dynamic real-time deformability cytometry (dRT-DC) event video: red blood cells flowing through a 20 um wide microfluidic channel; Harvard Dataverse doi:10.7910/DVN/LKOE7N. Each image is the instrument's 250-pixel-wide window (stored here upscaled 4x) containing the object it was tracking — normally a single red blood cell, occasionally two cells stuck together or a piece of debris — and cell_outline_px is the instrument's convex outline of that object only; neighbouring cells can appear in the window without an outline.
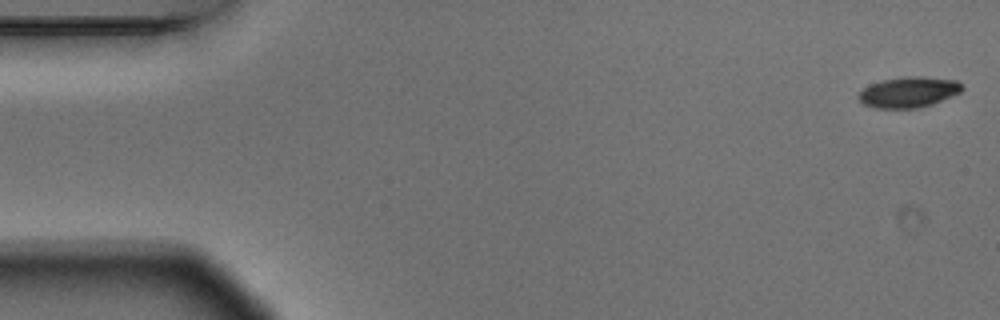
{"species": "Egyptian fruit bat (a non-hibernating species)", "species_latin": "Rousettus aegyptiacus", "temperature_condition": "warm", "stored_images_in_passage": 5, "camera_frame_rate_fps": 3000, "um_per_image_px": 0.085, "animal": {"sex": "male"}, "frame": {"image": 1, "passage_image": 1, "time_ms": 0.0, "image_size_px": [1000, 320], "cell_outline_px": [[964, 88], [960, 92], [932, 104], [916, 108], [876, 108], [864, 104], [856, 96], [864, 88], [872, 84], [884, 80], [904, 76], [920, 76], [956, 80]], "centroid_in_image_um": [77.23, 7.83], "position_along_channel_um": 7.8, "area_um2": 18.26}}
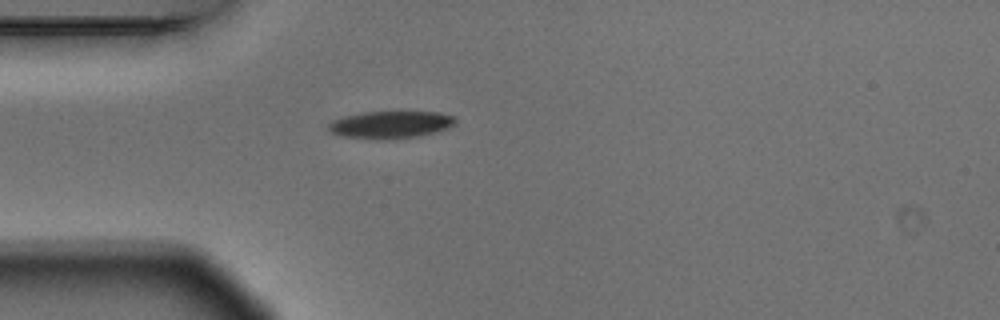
{"frame": {"image": 2, "passage_image": 5, "time_ms": 1.333, "image_size_px": [1000, 320], "cell_outline_px": [[456, 120], [448, 128], [436, 132], [420, 136], [392, 140], [380, 140], [340, 136], [332, 132], [328, 128], [328, 124], [332, 120], [344, 116], [364, 112], [440, 112], [452, 116]], "centroid_in_image_um": [33.17, 10.61], "position_along_channel_um": 51.8, "area_um2": 20.35}}